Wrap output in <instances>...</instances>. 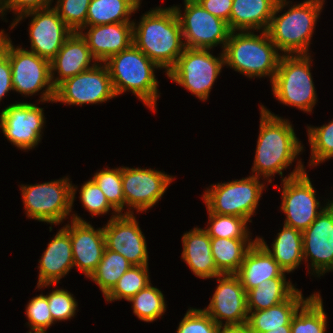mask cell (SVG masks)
Masks as SVG:
<instances>
[{
	"mask_svg": "<svg viewBox=\"0 0 333 333\" xmlns=\"http://www.w3.org/2000/svg\"><path fill=\"white\" fill-rule=\"evenodd\" d=\"M260 132L258 135L252 175L264 177L269 183L276 173L283 177V170L292 165L303 151L301 141L296 137L291 122L272 114L260 106ZM255 173V174H253Z\"/></svg>",
	"mask_w": 333,
	"mask_h": 333,
	"instance_id": "1",
	"label": "cell"
},
{
	"mask_svg": "<svg viewBox=\"0 0 333 333\" xmlns=\"http://www.w3.org/2000/svg\"><path fill=\"white\" fill-rule=\"evenodd\" d=\"M137 25V26H136ZM183 33L173 7L149 10L140 22L133 21V44L167 72L184 51Z\"/></svg>",
	"mask_w": 333,
	"mask_h": 333,
	"instance_id": "2",
	"label": "cell"
},
{
	"mask_svg": "<svg viewBox=\"0 0 333 333\" xmlns=\"http://www.w3.org/2000/svg\"><path fill=\"white\" fill-rule=\"evenodd\" d=\"M325 0H305L291 5L288 11L278 15L287 0H278L266 32L269 38L284 55L310 54L309 44L314 33L317 19Z\"/></svg>",
	"mask_w": 333,
	"mask_h": 333,
	"instance_id": "3",
	"label": "cell"
},
{
	"mask_svg": "<svg viewBox=\"0 0 333 333\" xmlns=\"http://www.w3.org/2000/svg\"><path fill=\"white\" fill-rule=\"evenodd\" d=\"M104 64L108 68L116 96L131 91L151 111L156 110L158 81L154 69H161L134 44L109 57Z\"/></svg>",
	"mask_w": 333,
	"mask_h": 333,
	"instance_id": "4",
	"label": "cell"
},
{
	"mask_svg": "<svg viewBox=\"0 0 333 333\" xmlns=\"http://www.w3.org/2000/svg\"><path fill=\"white\" fill-rule=\"evenodd\" d=\"M278 51L266 31L260 35L251 31H231L222 50L225 65L249 78L268 76L270 82L283 55Z\"/></svg>",
	"mask_w": 333,
	"mask_h": 333,
	"instance_id": "5",
	"label": "cell"
},
{
	"mask_svg": "<svg viewBox=\"0 0 333 333\" xmlns=\"http://www.w3.org/2000/svg\"><path fill=\"white\" fill-rule=\"evenodd\" d=\"M310 54L282 55L271 82L272 92L284 105L297 107L311 113L317 101L310 72Z\"/></svg>",
	"mask_w": 333,
	"mask_h": 333,
	"instance_id": "6",
	"label": "cell"
},
{
	"mask_svg": "<svg viewBox=\"0 0 333 333\" xmlns=\"http://www.w3.org/2000/svg\"><path fill=\"white\" fill-rule=\"evenodd\" d=\"M0 47L9 57L14 91L32 96L45 88L41 92L40 102L53 103L55 87L51 79L50 61L21 46L15 47L7 34Z\"/></svg>",
	"mask_w": 333,
	"mask_h": 333,
	"instance_id": "7",
	"label": "cell"
},
{
	"mask_svg": "<svg viewBox=\"0 0 333 333\" xmlns=\"http://www.w3.org/2000/svg\"><path fill=\"white\" fill-rule=\"evenodd\" d=\"M69 178L34 185H21L22 201L31 219L58 225L72 212L77 187Z\"/></svg>",
	"mask_w": 333,
	"mask_h": 333,
	"instance_id": "8",
	"label": "cell"
},
{
	"mask_svg": "<svg viewBox=\"0 0 333 333\" xmlns=\"http://www.w3.org/2000/svg\"><path fill=\"white\" fill-rule=\"evenodd\" d=\"M259 180L260 177L252 175L211 185L202 195L207 212L243 217L252 222L250 218L255 214L265 188Z\"/></svg>",
	"mask_w": 333,
	"mask_h": 333,
	"instance_id": "9",
	"label": "cell"
},
{
	"mask_svg": "<svg viewBox=\"0 0 333 333\" xmlns=\"http://www.w3.org/2000/svg\"><path fill=\"white\" fill-rule=\"evenodd\" d=\"M288 175L282 178L280 208L286 215L284 225L303 232L332 201L328 200L326 206H320L301 160H298L296 168Z\"/></svg>",
	"mask_w": 333,
	"mask_h": 333,
	"instance_id": "10",
	"label": "cell"
},
{
	"mask_svg": "<svg viewBox=\"0 0 333 333\" xmlns=\"http://www.w3.org/2000/svg\"><path fill=\"white\" fill-rule=\"evenodd\" d=\"M219 55L220 57L213 56L209 49L185 48L166 75L200 100L206 101L225 66L223 52Z\"/></svg>",
	"mask_w": 333,
	"mask_h": 333,
	"instance_id": "11",
	"label": "cell"
},
{
	"mask_svg": "<svg viewBox=\"0 0 333 333\" xmlns=\"http://www.w3.org/2000/svg\"><path fill=\"white\" fill-rule=\"evenodd\" d=\"M184 15L180 7L172 6L179 19L186 48L212 49L225 44L231 30L228 23L205 10L197 0H184Z\"/></svg>",
	"mask_w": 333,
	"mask_h": 333,
	"instance_id": "12",
	"label": "cell"
},
{
	"mask_svg": "<svg viewBox=\"0 0 333 333\" xmlns=\"http://www.w3.org/2000/svg\"><path fill=\"white\" fill-rule=\"evenodd\" d=\"M114 97L117 96L108 68L104 63L97 62L93 68L61 82L55 88L53 102L80 106L107 102Z\"/></svg>",
	"mask_w": 333,
	"mask_h": 333,
	"instance_id": "13",
	"label": "cell"
},
{
	"mask_svg": "<svg viewBox=\"0 0 333 333\" xmlns=\"http://www.w3.org/2000/svg\"><path fill=\"white\" fill-rule=\"evenodd\" d=\"M26 17H32L29 27L31 52L51 61L74 32L59 17L54 7L29 11L15 17L11 29Z\"/></svg>",
	"mask_w": 333,
	"mask_h": 333,
	"instance_id": "14",
	"label": "cell"
},
{
	"mask_svg": "<svg viewBox=\"0 0 333 333\" xmlns=\"http://www.w3.org/2000/svg\"><path fill=\"white\" fill-rule=\"evenodd\" d=\"M173 176L153 169L122 167V188L125 207L129 210L125 214L146 212L154 206L164 195Z\"/></svg>",
	"mask_w": 333,
	"mask_h": 333,
	"instance_id": "15",
	"label": "cell"
},
{
	"mask_svg": "<svg viewBox=\"0 0 333 333\" xmlns=\"http://www.w3.org/2000/svg\"><path fill=\"white\" fill-rule=\"evenodd\" d=\"M45 124L43 108L32 103L18 102L0 113V127L4 136L17 148L30 150L40 143Z\"/></svg>",
	"mask_w": 333,
	"mask_h": 333,
	"instance_id": "16",
	"label": "cell"
},
{
	"mask_svg": "<svg viewBox=\"0 0 333 333\" xmlns=\"http://www.w3.org/2000/svg\"><path fill=\"white\" fill-rule=\"evenodd\" d=\"M103 231L108 250L121 254L132 265H148L145 236L134 213L111 216Z\"/></svg>",
	"mask_w": 333,
	"mask_h": 333,
	"instance_id": "17",
	"label": "cell"
},
{
	"mask_svg": "<svg viewBox=\"0 0 333 333\" xmlns=\"http://www.w3.org/2000/svg\"><path fill=\"white\" fill-rule=\"evenodd\" d=\"M303 260L317 277L333 271V200L302 232Z\"/></svg>",
	"mask_w": 333,
	"mask_h": 333,
	"instance_id": "18",
	"label": "cell"
},
{
	"mask_svg": "<svg viewBox=\"0 0 333 333\" xmlns=\"http://www.w3.org/2000/svg\"><path fill=\"white\" fill-rule=\"evenodd\" d=\"M218 286L208 307L203 310L218 324H243L248 321L246 291L235 274L215 277Z\"/></svg>",
	"mask_w": 333,
	"mask_h": 333,
	"instance_id": "19",
	"label": "cell"
},
{
	"mask_svg": "<svg viewBox=\"0 0 333 333\" xmlns=\"http://www.w3.org/2000/svg\"><path fill=\"white\" fill-rule=\"evenodd\" d=\"M71 224L63 228L70 234L74 267L87 278L96 270L105 248L103 228H95L77 214H72Z\"/></svg>",
	"mask_w": 333,
	"mask_h": 333,
	"instance_id": "20",
	"label": "cell"
},
{
	"mask_svg": "<svg viewBox=\"0 0 333 333\" xmlns=\"http://www.w3.org/2000/svg\"><path fill=\"white\" fill-rule=\"evenodd\" d=\"M86 29L87 32L83 33ZM79 33L86 40L92 56L98 63H104L109 57L133 44V23L85 26Z\"/></svg>",
	"mask_w": 333,
	"mask_h": 333,
	"instance_id": "21",
	"label": "cell"
},
{
	"mask_svg": "<svg viewBox=\"0 0 333 333\" xmlns=\"http://www.w3.org/2000/svg\"><path fill=\"white\" fill-rule=\"evenodd\" d=\"M96 62L97 60L92 56L86 40L79 32L72 33L50 61L53 86L56 88L64 80L93 68L97 64ZM56 72L58 77L55 78Z\"/></svg>",
	"mask_w": 333,
	"mask_h": 333,
	"instance_id": "22",
	"label": "cell"
},
{
	"mask_svg": "<svg viewBox=\"0 0 333 333\" xmlns=\"http://www.w3.org/2000/svg\"><path fill=\"white\" fill-rule=\"evenodd\" d=\"M74 267L70 234L62 227L48 244L39 260L37 288L60 283Z\"/></svg>",
	"mask_w": 333,
	"mask_h": 333,
	"instance_id": "23",
	"label": "cell"
},
{
	"mask_svg": "<svg viewBox=\"0 0 333 333\" xmlns=\"http://www.w3.org/2000/svg\"><path fill=\"white\" fill-rule=\"evenodd\" d=\"M285 272L268 251L256 241L247 251L244 261L235 275L247 292L256 288L262 281L286 278Z\"/></svg>",
	"mask_w": 333,
	"mask_h": 333,
	"instance_id": "24",
	"label": "cell"
},
{
	"mask_svg": "<svg viewBox=\"0 0 333 333\" xmlns=\"http://www.w3.org/2000/svg\"><path fill=\"white\" fill-rule=\"evenodd\" d=\"M182 259L191 271L201 279L222 275L217 269L211 252V238L207 232L195 227L182 237Z\"/></svg>",
	"mask_w": 333,
	"mask_h": 333,
	"instance_id": "25",
	"label": "cell"
},
{
	"mask_svg": "<svg viewBox=\"0 0 333 333\" xmlns=\"http://www.w3.org/2000/svg\"><path fill=\"white\" fill-rule=\"evenodd\" d=\"M278 0H233L228 26L231 31H266ZM261 30V31H260Z\"/></svg>",
	"mask_w": 333,
	"mask_h": 333,
	"instance_id": "26",
	"label": "cell"
},
{
	"mask_svg": "<svg viewBox=\"0 0 333 333\" xmlns=\"http://www.w3.org/2000/svg\"><path fill=\"white\" fill-rule=\"evenodd\" d=\"M298 289L282 303L260 311H248V325L251 333H265L282 328L291 322L299 307L309 298Z\"/></svg>",
	"mask_w": 333,
	"mask_h": 333,
	"instance_id": "27",
	"label": "cell"
},
{
	"mask_svg": "<svg viewBox=\"0 0 333 333\" xmlns=\"http://www.w3.org/2000/svg\"><path fill=\"white\" fill-rule=\"evenodd\" d=\"M272 242L271 248L266 244L263 238H257V241L268 251V253L277 261L279 266L288 273L294 271L303 260L302 232L293 227L284 225Z\"/></svg>",
	"mask_w": 333,
	"mask_h": 333,
	"instance_id": "28",
	"label": "cell"
},
{
	"mask_svg": "<svg viewBox=\"0 0 333 333\" xmlns=\"http://www.w3.org/2000/svg\"><path fill=\"white\" fill-rule=\"evenodd\" d=\"M256 241L257 238H211V252L217 269L222 274H235Z\"/></svg>",
	"mask_w": 333,
	"mask_h": 333,
	"instance_id": "29",
	"label": "cell"
},
{
	"mask_svg": "<svg viewBox=\"0 0 333 333\" xmlns=\"http://www.w3.org/2000/svg\"><path fill=\"white\" fill-rule=\"evenodd\" d=\"M298 288L286 278L262 281L256 288L246 292L247 310L260 311L287 300Z\"/></svg>",
	"mask_w": 333,
	"mask_h": 333,
	"instance_id": "30",
	"label": "cell"
},
{
	"mask_svg": "<svg viewBox=\"0 0 333 333\" xmlns=\"http://www.w3.org/2000/svg\"><path fill=\"white\" fill-rule=\"evenodd\" d=\"M136 10L138 8L130 0H91L86 26L133 23L130 16Z\"/></svg>",
	"mask_w": 333,
	"mask_h": 333,
	"instance_id": "31",
	"label": "cell"
},
{
	"mask_svg": "<svg viewBox=\"0 0 333 333\" xmlns=\"http://www.w3.org/2000/svg\"><path fill=\"white\" fill-rule=\"evenodd\" d=\"M319 292L311 294L291 319V333H326L327 315Z\"/></svg>",
	"mask_w": 333,
	"mask_h": 333,
	"instance_id": "32",
	"label": "cell"
},
{
	"mask_svg": "<svg viewBox=\"0 0 333 333\" xmlns=\"http://www.w3.org/2000/svg\"><path fill=\"white\" fill-rule=\"evenodd\" d=\"M131 266L121 254L105 248L100 263L89 278L100 287L105 297Z\"/></svg>",
	"mask_w": 333,
	"mask_h": 333,
	"instance_id": "33",
	"label": "cell"
},
{
	"mask_svg": "<svg viewBox=\"0 0 333 333\" xmlns=\"http://www.w3.org/2000/svg\"><path fill=\"white\" fill-rule=\"evenodd\" d=\"M148 265H132L118 280L113 289L104 297L107 302L129 300L151 281Z\"/></svg>",
	"mask_w": 333,
	"mask_h": 333,
	"instance_id": "34",
	"label": "cell"
},
{
	"mask_svg": "<svg viewBox=\"0 0 333 333\" xmlns=\"http://www.w3.org/2000/svg\"><path fill=\"white\" fill-rule=\"evenodd\" d=\"M132 302L133 313L142 321L153 322L166 310L163 293L151 283L128 300Z\"/></svg>",
	"mask_w": 333,
	"mask_h": 333,
	"instance_id": "35",
	"label": "cell"
},
{
	"mask_svg": "<svg viewBox=\"0 0 333 333\" xmlns=\"http://www.w3.org/2000/svg\"><path fill=\"white\" fill-rule=\"evenodd\" d=\"M209 223L204 230L210 238L250 239L248 219L208 212Z\"/></svg>",
	"mask_w": 333,
	"mask_h": 333,
	"instance_id": "36",
	"label": "cell"
},
{
	"mask_svg": "<svg viewBox=\"0 0 333 333\" xmlns=\"http://www.w3.org/2000/svg\"><path fill=\"white\" fill-rule=\"evenodd\" d=\"M106 168L96 172L92 179L105 194L109 204L119 214H122L123 208L125 207V198L122 188V167L115 169Z\"/></svg>",
	"mask_w": 333,
	"mask_h": 333,
	"instance_id": "37",
	"label": "cell"
},
{
	"mask_svg": "<svg viewBox=\"0 0 333 333\" xmlns=\"http://www.w3.org/2000/svg\"><path fill=\"white\" fill-rule=\"evenodd\" d=\"M311 148L309 166H316L333 157V120L321 127H307Z\"/></svg>",
	"mask_w": 333,
	"mask_h": 333,
	"instance_id": "38",
	"label": "cell"
},
{
	"mask_svg": "<svg viewBox=\"0 0 333 333\" xmlns=\"http://www.w3.org/2000/svg\"><path fill=\"white\" fill-rule=\"evenodd\" d=\"M91 0H57L55 9L59 17L73 31L79 32L86 26L88 6Z\"/></svg>",
	"mask_w": 333,
	"mask_h": 333,
	"instance_id": "39",
	"label": "cell"
},
{
	"mask_svg": "<svg viewBox=\"0 0 333 333\" xmlns=\"http://www.w3.org/2000/svg\"><path fill=\"white\" fill-rule=\"evenodd\" d=\"M25 314L31 329L28 333H46V329L54 324L47 297L43 294L29 300Z\"/></svg>",
	"mask_w": 333,
	"mask_h": 333,
	"instance_id": "40",
	"label": "cell"
},
{
	"mask_svg": "<svg viewBox=\"0 0 333 333\" xmlns=\"http://www.w3.org/2000/svg\"><path fill=\"white\" fill-rule=\"evenodd\" d=\"M79 194L83 207L92 214V217L95 215L107 214L111 209L114 212V216L119 215V213L109 204L105 194L93 179L86 181L81 186Z\"/></svg>",
	"mask_w": 333,
	"mask_h": 333,
	"instance_id": "41",
	"label": "cell"
},
{
	"mask_svg": "<svg viewBox=\"0 0 333 333\" xmlns=\"http://www.w3.org/2000/svg\"><path fill=\"white\" fill-rule=\"evenodd\" d=\"M219 326L203 309L188 308L176 333H218Z\"/></svg>",
	"mask_w": 333,
	"mask_h": 333,
	"instance_id": "42",
	"label": "cell"
},
{
	"mask_svg": "<svg viewBox=\"0 0 333 333\" xmlns=\"http://www.w3.org/2000/svg\"><path fill=\"white\" fill-rule=\"evenodd\" d=\"M45 296L54 322L71 319L76 314L78 304L73 294L67 290L55 289Z\"/></svg>",
	"mask_w": 333,
	"mask_h": 333,
	"instance_id": "43",
	"label": "cell"
},
{
	"mask_svg": "<svg viewBox=\"0 0 333 333\" xmlns=\"http://www.w3.org/2000/svg\"><path fill=\"white\" fill-rule=\"evenodd\" d=\"M52 2L53 0H3L0 7V16L3 18L5 11L12 10L18 17L29 11L51 7Z\"/></svg>",
	"mask_w": 333,
	"mask_h": 333,
	"instance_id": "44",
	"label": "cell"
},
{
	"mask_svg": "<svg viewBox=\"0 0 333 333\" xmlns=\"http://www.w3.org/2000/svg\"><path fill=\"white\" fill-rule=\"evenodd\" d=\"M4 30L0 31V44L5 35ZM14 91L12 85V71L8 54L0 47V101L9 93Z\"/></svg>",
	"mask_w": 333,
	"mask_h": 333,
	"instance_id": "45",
	"label": "cell"
},
{
	"mask_svg": "<svg viewBox=\"0 0 333 333\" xmlns=\"http://www.w3.org/2000/svg\"><path fill=\"white\" fill-rule=\"evenodd\" d=\"M200 5L215 17L227 23L230 20L233 0H197Z\"/></svg>",
	"mask_w": 333,
	"mask_h": 333,
	"instance_id": "46",
	"label": "cell"
},
{
	"mask_svg": "<svg viewBox=\"0 0 333 333\" xmlns=\"http://www.w3.org/2000/svg\"><path fill=\"white\" fill-rule=\"evenodd\" d=\"M218 333H251L248 323L243 324H222L219 326Z\"/></svg>",
	"mask_w": 333,
	"mask_h": 333,
	"instance_id": "47",
	"label": "cell"
},
{
	"mask_svg": "<svg viewBox=\"0 0 333 333\" xmlns=\"http://www.w3.org/2000/svg\"><path fill=\"white\" fill-rule=\"evenodd\" d=\"M265 333H291V322L288 325L282 326V328L272 329Z\"/></svg>",
	"mask_w": 333,
	"mask_h": 333,
	"instance_id": "48",
	"label": "cell"
},
{
	"mask_svg": "<svg viewBox=\"0 0 333 333\" xmlns=\"http://www.w3.org/2000/svg\"><path fill=\"white\" fill-rule=\"evenodd\" d=\"M137 8L141 5L140 1L141 0H130Z\"/></svg>",
	"mask_w": 333,
	"mask_h": 333,
	"instance_id": "49",
	"label": "cell"
}]
</instances>
